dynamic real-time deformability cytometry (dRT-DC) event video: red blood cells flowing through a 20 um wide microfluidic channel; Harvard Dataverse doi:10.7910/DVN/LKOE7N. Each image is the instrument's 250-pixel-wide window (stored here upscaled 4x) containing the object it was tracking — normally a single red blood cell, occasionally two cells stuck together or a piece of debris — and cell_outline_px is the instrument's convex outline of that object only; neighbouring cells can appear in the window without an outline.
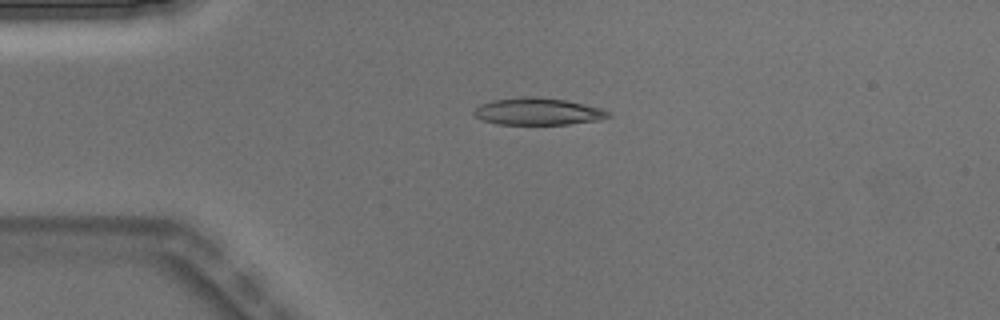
{"species": "Egyptian fruit bat (a non-hibernating species)", "species_latin": "Rousettus aegyptiacus", "temperature_condition": "warm", "stored_images_in_passage": 3, "camera_frame_rate_fps": 3000, "um_per_image_px": 0.085, "animal": {"sex": "male"}, "frame": {"image": 1, "passage_image": 2, "time_ms": 0.333, "image_size_px": [1000, 320], "cell_outline_px": [[612, 116], [600, 120], [568, 124], [496, 124], [484, 120], [476, 116], [472, 112], [480, 104], [492, 100], [524, 96], [536, 96], [564, 100], [584, 104], [600, 108], [608, 112]], "centroid_in_image_um": [45.71, 9.47], "position_along_channel_um": 39.3, "area_um2": 21.1}}